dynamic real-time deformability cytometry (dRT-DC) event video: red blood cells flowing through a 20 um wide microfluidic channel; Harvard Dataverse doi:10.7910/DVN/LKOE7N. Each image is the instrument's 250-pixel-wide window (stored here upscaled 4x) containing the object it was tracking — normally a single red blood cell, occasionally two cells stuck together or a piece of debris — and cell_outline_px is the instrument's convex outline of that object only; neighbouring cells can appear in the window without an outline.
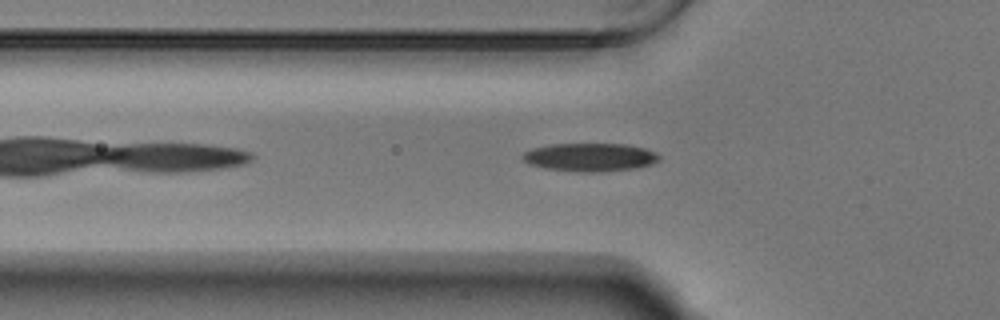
{"species": "Egyptian fruit bat (a non-hibernating species)", "species_latin": "Rousettus aegyptiacus", "temperature_condition": "warm", "stored_images_in_passage": 36, "camera_frame_rate_fps": 3000, "um_per_image_px": 0.085, "animal": {"sex": "male"}, "frame": {"image": 1, "passage_image": 4, "time_ms": 1.0, "image_size_px": [1000, 320], "cell_outline_px": [[660, 160], [652, 164], [632, 168], [592, 172], [584, 172], [544, 168], [528, 164], [520, 156], [524, 152], [532, 148], [548, 144], [628, 144], [644, 148], [656, 152], [660, 156]], "centroid_in_image_um": [50.12, 13.35], "position_along_channel_um": 75.7, "area_um2": 22.43}}
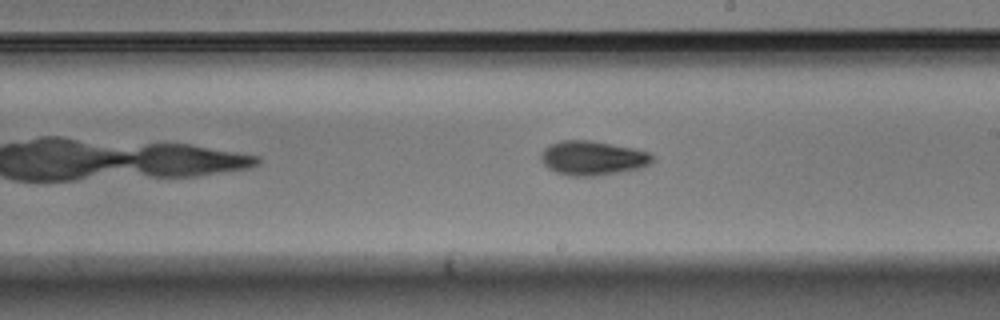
{"frame": {"image": 2, "passage_image": 17, "time_ms": 5.333, "image_size_px": [1000, 320], "cell_outline_px": [[656, 160], [652, 164], [644, 168], [596, 176], [568, 176], [556, 172], [548, 168], [540, 160], [540, 156], [544, 148], [560, 140], [592, 140], [632, 148], [648, 152], [656, 156]], "centroid_in_image_um": [50.43, 13.44], "position_along_channel_um": 238.6, "area_um2": 22.66}}
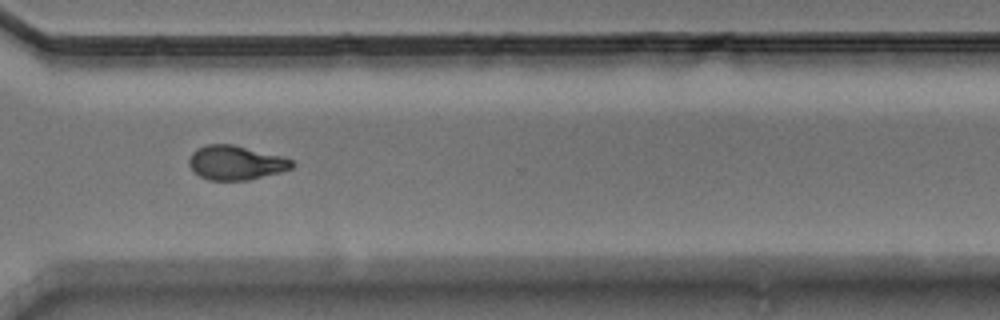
{"frame": {"image": 3, "passage_image": 26, "time_ms": 8.333, "image_size_px": [1000, 320], "cell_outline_px": [[296, 164], [292, 168], [280, 172], [248, 180], [208, 180], [200, 176], [188, 164], [188, 160], [192, 152], [196, 148], [204, 144], [232, 144], [284, 156], [292, 160]], "centroid_in_image_um": [20.05, 13.82], "position_along_channel_um": 350.5, "area_um2": 20.69}}